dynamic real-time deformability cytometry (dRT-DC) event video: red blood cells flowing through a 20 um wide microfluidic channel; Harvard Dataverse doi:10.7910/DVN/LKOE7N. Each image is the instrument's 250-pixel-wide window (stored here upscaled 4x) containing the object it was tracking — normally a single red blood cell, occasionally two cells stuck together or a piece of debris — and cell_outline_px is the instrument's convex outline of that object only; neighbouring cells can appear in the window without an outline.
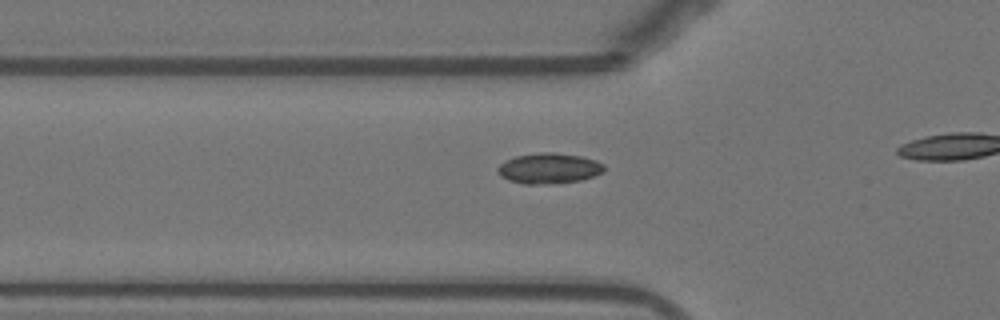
{"species": "Egyptian fruit bat (a non-hibernating species)", "species_latin": "Rousettus aegyptiacus", "temperature_condition": "warm", "stored_images_in_passage": 14, "camera_frame_rate_fps": 3000, "um_per_image_px": 0.085, "animal": {"sex": "female"}, "frame": {"image": 1, "passage_image": 2, "time_ms": 0.333, "image_size_px": [1000, 320], "cell_outline_px": [[604, 172], [580, 180], [548, 184], [524, 184], [508, 180], [500, 176], [496, 168], [504, 160], [516, 156], [540, 152], [556, 152], [580, 156], [596, 160], [604, 164]], "centroid_in_image_um": [46.63, 14.3], "position_along_channel_um": 79.2, "area_um2": 19.02}}
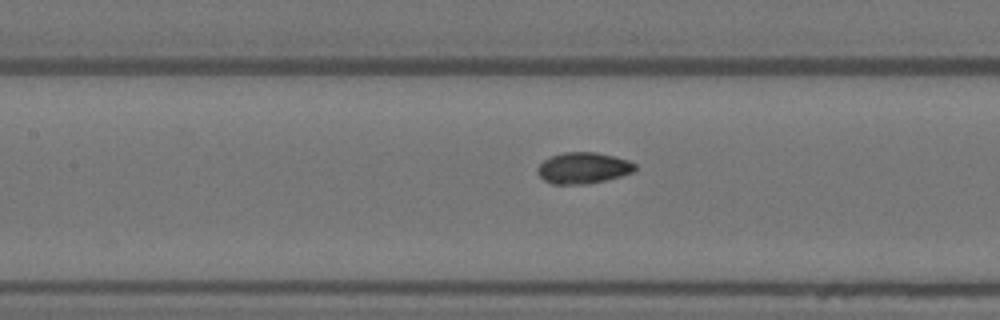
{"frame": {"image": 2, "passage_image": 8, "time_ms": 2.333, "image_size_px": [1000, 320], "cell_outline_px": [[636, 172], [588, 184], [552, 184], [544, 180], [536, 172], [536, 168], [544, 160], [552, 156], [564, 152], [596, 152], [628, 160], [636, 164]], "centroid_in_image_um": [49.57, 14.28], "position_along_channel_um": 157.8, "area_um2": 17.74}}
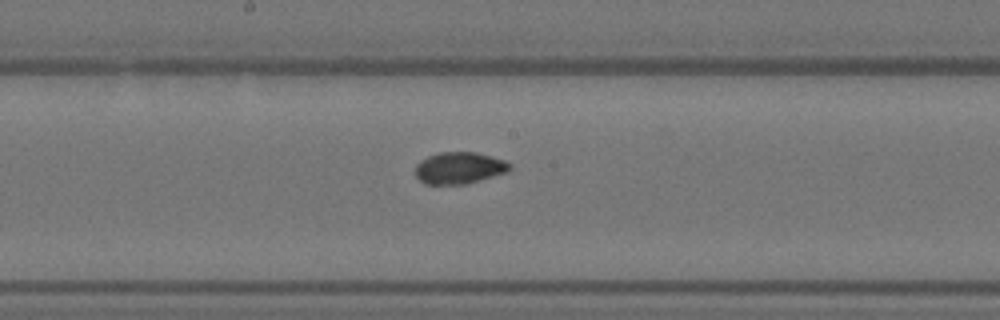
{"frame": {"image": 3, "passage_image": 12, "time_ms": 3.667, "image_size_px": [1000, 320], "cell_outline_px": [[512, 168], [508, 172], [480, 180], [464, 184], [424, 184], [416, 176], [416, 164], [420, 160], [428, 156], [440, 152], [476, 152], [504, 160], [512, 164]], "centroid_in_image_um": [39.05, 14.27], "position_along_channel_um": 209.2, "area_um2": 17.51}}